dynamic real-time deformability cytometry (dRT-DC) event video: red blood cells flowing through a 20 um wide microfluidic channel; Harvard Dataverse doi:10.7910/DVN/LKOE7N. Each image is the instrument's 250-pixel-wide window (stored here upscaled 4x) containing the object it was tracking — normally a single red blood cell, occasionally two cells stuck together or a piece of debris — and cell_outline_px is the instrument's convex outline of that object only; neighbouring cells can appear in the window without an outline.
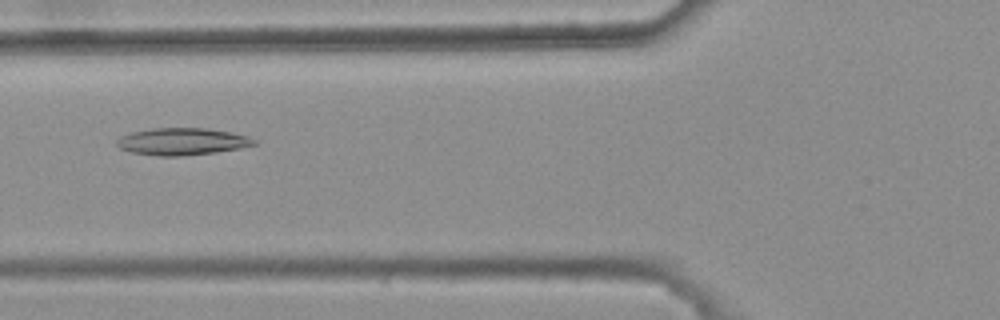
{"species": "common noctule bat (a hibernating species)", "species_latin": "Nyctalus noctula", "temperature_condition": "warm", "stored_images_in_passage": 3, "camera_frame_rate_fps": 3000, "um_per_image_px": 0.085, "animal": {"sex": "female", "body_mass_g": 25.1}, "frame": {"image": 1, "passage_image": 3, "time_ms": 0.667, "image_size_px": [1000, 320], "cell_outline_px": [[256, 144], [240, 148], [216, 152], [176, 156], [160, 156], [132, 152], [120, 148], [116, 144], [116, 140], [120, 136], [132, 132], [152, 128], [208, 128], [232, 132], [248, 136], [256, 140]], "centroid_in_image_um": [15.49, 12.02], "position_along_channel_um": 110.3, "area_um2": 21.62}}